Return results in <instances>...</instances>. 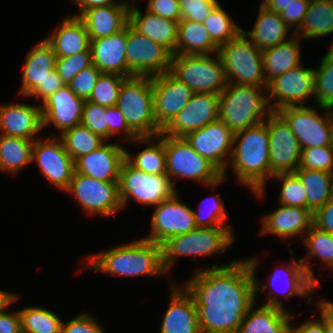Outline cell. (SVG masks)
I'll use <instances>...</instances> for the list:
<instances>
[{
  "label": "cell",
  "mask_w": 333,
  "mask_h": 333,
  "mask_svg": "<svg viewBox=\"0 0 333 333\" xmlns=\"http://www.w3.org/2000/svg\"><path fill=\"white\" fill-rule=\"evenodd\" d=\"M181 285L194 299L201 333H237L256 302L254 273L247 258L200 267Z\"/></svg>",
  "instance_id": "1"
},
{
  "label": "cell",
  "mask_w": 333,
  "mask_h": 333,
  "mask_svg": "<svg viewBox=\"0 0 333 333\" xmlns=\"http://www.w3.org/2000/svg\"><path fill=\"white\" fill-rule=\"evenodd\" d=\"M84 267L112 277L166 276L161 244L143 237L85 257Z\"/></svg>",
  "instance_id": "3"
},
{
  "label": "cell",
  "mask_w": 333,
  "mask_h": 333,
  "mask_svg": "<svg viewBox=\"0 0 333 333\" xmlns=\"http://www.w3.org/2000/svg\"><path fill=\"white\" fill-rule=\"evenodd\" d=\"M91 312H83L62 322L61 333H108Z\"/></svg>",
  "instance_id": "53"
},
{
  "label": "cell",
  "mask_w": 333,
  "mask_h": 333,
  "mask_svg": "<svg viewBox=\"0 0 333 333\" xmlns=\"http://www.w3.org/2000/svg\"><path fill=\"white\" fill-rule=\"evenodd\" d=\"M301 41L303 40L294 34L274 47L262 50L263 70L267 84L275 77L302 64Z\"/></svg>",
  "instance_id": "34"
},
{
  "label": "cell",
  "mask_w": 333,
  "mask_h": 333,
  "mask_svg": "<svg viewBox=\"0 0 333 333\" xmlns=\"http://www.w3.org/2000/svg\"><path fill=\"white\" fill-rule=\"evenodd\" d=\"M271 112L267 87L228 83L219 94V120L233 133L260 124Z\"/></svg>",
  "instance_id": "4"
},
{
  "label": "cell",
  "mask_w": 333,
  "mask_h": 333,
  "mask_svg": "<svg viewBox=\"0 0 333 333\" xmlns=\"http://www.w3.org/2000/svg\"><path fill=\"white\" fill-rule=\"evenodd\" d=\"M34 141L0 134V173L17 175L32 164Z\"/></svg>",
  "instance_id": "39"
},
{
  "label": "cell",
  "mask_w": 333,
  "mask_h": 333,
  "mask_svg": "<svg viewBox=\"0 0 333 333\" xmlns=\"http://www.w3.org/2000/svg\"><path fill=\"white\" fill-rule=\"evenodd\" d=\"M313 225L333 234V198L313 213Z\"/></svg>",
  "instance_id": "58"
},
{
  "label": "cell",
  "mask_w": 333,
  "mask_h": 333,
  "mask_svg": "<svg viewBox=\"0 0 333 333\" xmlns=\"http://www.w3.org/2000/svg\"><path fill=\"white\" fill-rule=\"evenodd\" d=\"M106 114L108 115V141L117 134L122 138L120 140L123 144L138 138L117 106L107 107Z\"/></svg>",
  "instance_id": "54"
},
{
  "label": "cell",
  "mask_w": 333,
  "mask_h": 333,
  "mask_svg": "<svg viewBox=\"0 0 333 333\" xmlns=\"http://www.w3.org/2000/svg\"><path fill=\"white\" fill-rule=\"evenodd\" d=\"M257 303L247 311L237 333H290L289 309Z\"/></svg>",
  "instance_id": "32"
},
{
  "label": "cell",
  "mask_w": 333,
  "mask_h": 333,
  "mask_svg": "<svg viewBox=\"0 0 333 333\" xmlns=\"http://www.w3.org/2000/svg\"><path fill=\"white\" fill-rule=\"evenodd\" d=\"M233 227H197L186 234L166 239L161 243L162 265L168 275L174 264L183 257L223 255L237 240ZM172 268V269H171Z\"/></svg>",
  "instance_id": "5"
},
{
  "label": "cell",
  "mask_w": 333,
  "mask_h": 333,
  "mask_svg": "<svg viewBox=\"0 0 333 333\" xmlns=\"http://www.w3.org/2000/svg\"><path fill=\"white\" fill-rule=\"evenodd\" d=\"M205 200H201L196 210L193 209L195 224L197 227H233L231 224H228L229 215L221 194L215 193L214 196L207 195Z\"/></svg>",
  "instance_id": "44"
},
{
  "label": "cell",
  "mask_w": 333,
  "mask_h": 333,
  "mask_svg": "<svg viewBox=\"0 0 333 333\" xmlns=\"http://www.w3.org/2000/svg\"><path fill=\"white\" fill-rule=\"evenodd\" d=\"M91 65V50H86L73 56L57 58L55 69L65 85H68L79 72Z\"/></svg>",
  "instance_id": "49"
},
{
  "label": "cell",
  "mask_w": 333,
  "mask_h": 333,
  "mask_svg": "<svg viewBox=\"0 0 333 333\" xmlns=\"http://www.w3.org/2000/svg\"><path fill=\"white\" fill-rule=\"evenodd\" d=\"M42 130L43 119L39 104L16 101L0 104V134L35 141Z\"/></svg>",
  "instance_id": "26"
},
{
  "label": "cell",
  "mask_w": 333,
  "mask_h": 333,
  "mask_svg": "<svg viewBox=\"0 0 333 333\" xmlns=\"http://www.w3.org/2000/svg\"><path fill=\"white\" fill-rule=\"evenodd\" d=\"M143 145L145 148L137 153L128 151L125 145V160L134 168L148 174L166 175V156L164 149V134L157 136L138 137L128 144Z\"/></svg>",
  "instance_id": "35"
},
{
  "label": "cell",
  "mask_w": 333,
  "mask_h": 333,
  "mask_svg": "<svg viewBox=\"0 0 333 333\" xmlns=\"http://www.w3.org/2000/svg\"><path fill=\"white\" fill-rule=\"evenodd\" d=\"M169 303L159 333H201L193 297L172 278Z\"/></svg>",
  "instance_id": "25"
},
{
  "label": "cell",
  "mask_w": 333,
  "mask_h": 333,
  "mask_svg": "<svg viewBox=\"0 0 333 333\" xmlns=\"http://www.w3.org/2000/svg\"><path fill=\"white\" fill-rule=\"evenodd\" d=\"M227 82L237 85L267 87L262 61V50L243 32L218 49Z\"/></svg>",
  "instance_id": "9"
},
{
  "label": "cell",
  "mask_w": 333,
  "mask_h": 333,
  "mask_svg": "<svg viewBox=\"0 0 333 333\" xmlns=\"http://www.w3.org/2000/svg\"><path fill=\"white\" fill-rule=\"evenodd\" d=\"M324 55L333 62V45L328 47L327 52H325Z\"/></svg>",
  "instance_id": "65"
},
{
  "label": "cell",
  "mask_w": 333,
  "mask_h": 333,
  "mask_svg": "<svg viewBox=\"0 0 333 333\" xmlns=\"http://www.w3.org/2000/svg\"><path fill=\"white\" fill-rule=\"evenodd\" d=\"M223 8V5L219 3L203 21L212 41L218 47L236 38L243 29Z\"/></svg>",
  "instance_id": "43"
},
{
  "label": "cell",
  "mask_w": 333,
  "mask_h": 333,
  "mask_svg": "<svg viewBox=\"0 0 333 333\" xmlns=\"http://www.w3.org/2000/svg\"><path fill=\"white\" fill-rule=\"evenodd\" d=\"M264 122L269 131L270 179L277 174L294 173L301 159L298 139L277 112L272 111Z\"/></svg>",
  "instance_id": "18"
},
{
  "label": "cell",
  "mask_w": 333,
  "mask_h": 333,
  "mask_svg": "<svg viewBox=\"0 0 333 333\" xmlns=\"http://www.w3.org/2000/svg\"><path fill=\"white\" fill-rule=\"evenodd\" d=\"M92 64L102 73H116L128 78L127 26L118 33L90 40Z\"/></svg>",
  "instance_id": "27"
},
{
  "label": "cell",
  "mask_w": 333,
  "mask_h": 333,
  "mask_svg": "<svg viewBox=\"0 0 333 333\" xmlns=\"http://www.w3.org/2000/svg\"><path fill=\"white\" fill-rule=\"evenodd\" d=\"M271 179L282 182L277 203L291 207L307 208L306 189L294 173L277 174Z\"/></svg>",
  "instance_id": "47"
},
{
  "label": "cell",
  "mask_w": 333,
  "mask_h": 333,
  "mask_svg": "<svg viewBox=\"0 0 333 333\" xmlns=\"http://www.w3.org/2000/svg\"><path fill=\"white\" fill-rule=\"evenodd\" d=\"M144 12L138 8L137 3L130 5L129 25L139 34L146 35L175 55L178 22L164 19L148 10Z\"/></svg>",
  "instance_id": "29"
},
{
  "label": "cell",
  "mask_w": 333,
  "mask_h": 333,
  "mask_svg": "<svg viewBox=\"0 0 333 333\" xmlns=\"http://www.w3.org/2000/svg\"><path fill=\"white\" fill-rule=\"evenodd\" d=\"M85 99L78 97L68 85H64L41 104L43 129L55 127L56 134L81 124Z\"/></svg>",
  "instance_id": "23"
},
{
  "label": "cell",
  "mask_w": 333,
  "mask_h": 333,
  "mask_svg": "<svg viewBox=\"0 0 333 333\" xmlns=\"http://www.w3.org/2000/svg\"><path fill=\"white\" fill-rule=\"evenodd\" d=\"M166 175L176 189V178L191 180L215 190L225 181L223 173L196 152L184 137L164 135Z\"/></svg>",
  "instance_id": "6"
},
{
  "label": "cell",
  "mask_w": 333,
  "mask_h": 333,
  "mask_svg": "<svg viewBox=\"0 0 333 333\" xmlns=\"http://www.w3.org/2000/svg\"><path fill=\"white\" fill-rule=\"evenodd\" d=\"M136 1H139V0H129L128 3H129L130 5H133V4L138 3V2H136ZM142 1H143V0H142Z\"/></svg>",
  "instance_id": "68"
},
{
  "label": "cell",
  "mask_w": 333,
  "mask_h": 333,
  "mask_svg": "<svg viewBox=\"0 0 333 333\" xmlns=\"http://www.w3.org/2000/svg\"><path fill=\"white\" fill-rule=\"evenodd\" d=\"M125 160V144L109 142L74 161L75 172L104 182H119L120 167Z\"/></svg>",
  "instance_id": "24"
},
{
  "label": "cell",
  "mask_w": 333,
  "mask_h": 333,
  "mask_svg": "<svg viewBox=\"0 0 333 333\" xmlns=\"http://www.w3.org/2000/svg\"><path fill=\"white\" fill-rule=\"evenodd\" d=\"M292 1L293 0H262L260 4L268 10L280 13L286 9Z\"/></svg>",
  "instance_id": "64"
},
{
  "label": "cell",
  "mask_w": 333,
  "mask_h": 333,
  "mask_svg": "<svg viewBox=\"0 0 333 333\" xmlns=\"http://www.w3.org/2000/svg\"><path fill=\"white\" fill-rule=\"evenodd\" d=\"M317 65L314 67V103L318 108L333 109V62L324 55Z\"/></svg>",
  "instance_id": "45"
},
{
  "label": "cell",
  "mask_w": 333,
  "mask_h": 333,
  "mask_svg": "<svg viewBox=\"0 0 333 333\" xmlns=\"http://www.w3.org/2000/svg\"><path fill=\"white\" fill-rule=\"evenodd\" d=\"M295 317L292 314V320L290 325V333H326L325 322L319 316V318L306 319L304 322H300L297 325L293 323Z\"/></svg>",
  "instance_id": "60"
},
{
  "label": "cell",
  "mask_w": 333,
  "mask_h": 333,
  "mask_svg": "<svg viewBox=\"0 0 333 333\" xmlns=\"http://www.w3.org/2000/svg\"><path fill=\"white\" fill-rule=\"evenodd\" d=\"M229 169L237 183L249 189L258 200L264 198L270 180L269 131L264 121L234 133L231 157L223 173L226 180Z\"/></svg>",
  "instance_id": "2"
},
{
  "label": "cell",
  "mask_w": 333,
  "mask_h": 333,
  "mask_svg": "<svg viewBox=\"0 0 333 333\" xmlns=\"http://www.w3.org/2000/svg\"><path fill=\"white\" fill-rule=\"evenodd\" d=\"M64 85L65 83L61 80V77L58 75L56 69H54L51 73H49V76L44 80L42 85H38L27 97L21 98L31 99L35 97L37 100L36 103H39L40 105L46 98L53 95Z\"/></svg>",
  "instance_id": "57"
},
{
  "label": "cell",
  "mask_w": 333,
  "mask_h": 333,
  "mask_svg": "<svg viewBox=\"0 0 333 333\" xmlns=\"http://www.w3.org/2000/svg\"><path fill=\"white\" fill-rule=\"evenodd\" d=\"M169 72L195 93L220 94L228 84L218 53L172 55Z\"/></svg>",
  "instance_id": "10"
},
{
  "label": "cell",
  "mask_w": 333,
  "mask_h": 333,
  "mask_svg": "<svg viewBox=\"0 0 333 333\" xmlns=\"http://www.w3.org/2000/svg\"><path fill=\"white\" fill-rule=\"evenodd\" d=\"M319 316L325 322L326 333H333V309L322 299L316 302Z\"/></svg>",
  "instance_id": "61"
},
{
  "label": "cell",
  "mask_w": 333,
  "mask_h": 333,
  "mask_svg": "<svg viewBox=\"0 0 333 333\" xmlns=\"http://www.w3.org/2000/svg\"><path fill=\"white\" fill-rule=\"evenodd\" d=\"M147 2L146 10L172 21L181 20V11L178 0H143Z\"/></svg>",
  "instance_id": "56"
},
{
  "label": "cell",
  "mask_w": 333,
  "mask_h": 333,
  "mask_svg": "<svg viewBox=\"0 0 333 333\" xmlns=\"http://www.w3.org/2000/svg\"><path fill=\"white\" fill-rule=\"evenodd\" d=\"M85 1L86 0H71V2L75 4V6H78L77 9H79L85 3Z\"/></svg>",
  "instance_id": "66"
},
{
  "label": "cell",
  "mask_w": 333,
  "mask_h": 333,
  "mask_svg": "<svg viewBox=\"0 0 333 333\" xmlns=\"http://www.w3.org/2000/svg\"><path fill=\"white\" fill-rule=\"evenodd\" d=\"M331 147H332V151H333V134H332Z\"/></svg>",
  "instance_id": "69"
},
{
  "label": "cell",
  "mask_w": 333,
  "mask_h": 333,
  "mask_svg": "<svg viewBox=\"0 0 333 333\" xmlns=\"http://www.w3.org/2000/svg\"><path fill=\"white\" fill-rule=\"evenodd\" d=\"M19 299L18 293L0 289V313L16 304Z\"/></svg>",
  "instance_id": "62"
},
{
  "label": "cell",
  "mask_w": 333,
  "mask_h": 333,
  "mask_svg": "<svg viewBox=\"0 0 333 333\" xmlns=\"http://www.w3.org/2000/svg\"><path fill=\"white\" fill-rule=\"evenodd\" d=\"M315 73L302 64L272 79L267 86L268 102L273 112L289 106H305L313 98Z\"/></svg>",
  "instance_id": "14"
},
{
  "label": "cell",
  "mask_w": 333,
  "mask_h": 333,
  "mask_svg": "<svg viewBox=\"0 0 333 333\" xmlns=\"http://www.w3.org/2000/svg\"><path fill=\"white\" fill-rule=\"evenodd\" d=\"M65 192L73 196L89 217H111L123 211L118 182H104L74 172Z\"/></svg>",
  "instance_id": "13"
},
{
  "label": "cell",
  "mask_w": 333,
  "mask_h": 333,
  "mask_svg": "<svg viewBox=\"0 0 333 333\" xmlns=\"http://www.w3.org/2000/svg\"><path fill=\"white\" fill-rule=\"evenodd\" d=\"M119 199L126 210L131 200L143 206H156L176 191L167 175L148 174L122 162L119 175Z\"/></svg>",
  "instance_id": "11"
},
{
  "label": "cell",
  "mask_w": 333,
  "mask_h": 333,
  "mask_svg": "<svg viewBox=\"0 0 333 333\" xmlns=\"http://www.w3.org/2000/svg\"><path fill=\"white\" fill-rule=\"evenodd\" d=\"M261 219V220H260ZM260 220V235H272L286 241L290 247L293 241H302L313 225V213L307 208L291 207L278 203V208ZM298 239V240H297Z\"/></svg>",
  "instance_id": "21"
},
{
  "label": "cell",
  "mask_w": 333,
  "mask_h": 333,
  "mask_svg": "<svg viewBox=\"0 0 333 333\" xmlns=\"http://www.w3.org/2000/svg\"><path fill=\"white\" fill-rule=\"evenodd\" d=\"M119 3H128V1H119L116 2L115 0H86L85 3L79 8L78 13L73 14L75 16H80L86 9L100 7V6H107L112 4H119Z\"/></svg>",
  "instance_id": "63"
},
{
  "label": "cell",
  "mask_w": 333,
  "mask_h": 333,
  "mask_svg": "<svg viewBox=\"0 0 333 333\" xmlns=\"http://www.w3.org/2000/svg\"><path fill=\"white\" fill-rule=\"evenodd\" d=\"M129 3H119L86 9L79 18L91 39L108 37L129 24Z\"/></svg>",
  "instance_id": "31"
},
{
  "label": "cell",
  "mask_w": 333,
  "mask_h": 333,
  "mask_svg": "<svg viewBox=\"0 0 333 333\" xmlns=\"http://www.w3.org/2000/svg\"><path fill=\"white\" fill-rule=\"evenodd\" d=\"M218 49L203 22L184 19L178 22L175 54L210 55L218 53Z\"/></svg>",
  "instance_id": "37"
},
{
  "label": "cell",
  "mask_w": 333,
  "mask_h": 333,
  "mask_svg": "<svg viewBox=\"0 0 333 333\" xmlns=\"http://www.w3.org/2000/svg\"><path fill=\"white\" fill-rule=\"evenodd\" d=\"M256 16L252 29L248 32L242 29V32L260 50L274 47L295 34L280 17V13L268 10L261 4Z\"/></svg>",
  "instance_id": "33"
},
{
  "label": "cell",
  "mask_w": 333,
  "mask_h": 333,
  "mask_svg": "<svg viewBox=\"0 0 333 333\" xmlns=\"http://www.w3.org/2000/svg\"><path fill=\"white\" fill-rule=\"evenodd\" d=\"M181 19L203 22L220 3L219 0H178Z\"/></svg>",
  "instance_id": "51"
},
{
  "label": "cell",
  "mask_w": 333,
  "mask_h": 333,
  "mask_svg": "<svg viewBox=\"0 0 333 333\" xmlns=\"http://www.w3.org/2000/svg\"><path fill=\"white\" fill-rule=\"evenodd\" d=\"M302 40L333 34V0H310L302 25L295 32Z\"/></svg>",
  "instance_id": "38"
},
{
  "label": "cell",
  "mask_w": 333,
  "mask_h": 333,
  "mask_svg": "<svg viewBox=\"0 0 333 333\" xmlns=\"http://www.w3.org/2000/svg\"><path fill=\"white\" fill-rule=\"evenodd\" d=\"M18 311L22 333H61L63 320L53 310L29 305Z\"/></svg>",
  "instance_id": "41"
},
{
  "label": "cell",
  "mask_w": 333,
  "mask_h": 333,
  "mask_svg": "<svg viewBox=\"0 0 333 333\" xmlns=\"http://www.w3.org/2000/svg\"><path fill=\"white\" fill-rule=\"evenodd\" d=\"M181 197L176 191L170 198L153 207L149 235L144 239L161 244L168 238L197 228L192 207L184 204Z\"/></svg>",
  "instance_id": "17"
},
{
  "label": "cell",
  "mask_w": 333,
  "mask_h": 333,
  "mask_svg": "<svg viewBox=\"0 0 333 333\" xmlns=\"http://www.w3.org/2000/svg\"><path fill=\"white\" fill-rule=\"evenodd\" d=\"M290 254L292 255V258H290L291 261H289L286 265H283V268L276 267L272 273H270V277L266 278L268 283H265L262 281L259 283V279L257 276V269L258 266H260V259L254 257L248 258V262L252 268V271L254 273L255 278V292H256V301L259 297L261 292H265V305L270 306H276L283 309H287L285 307V303H283L282 298H285L286 300L293 297H300L301 299L307 298L306 303L310 304L313 302V293L319 292L317 289L319 287L307 276L305 273L303 264L301 260H296L293 255V249H289ZM285 280V282L283 281ZM284 282L285 286V292L283 290V293H279L277 291H282L279 288H276L281 282ZM280 282V283H279ZM278 284V285H277ZM272 287V288H271ZM275 287L276 289H274ZM268 290V291H267ZM260 293V294H259ZM281 296H280V295ZM312 294V296H311Z\"/></svg>",
  "instance_id": "7"
},
{
  "label": "cell",
  "mask_w": 333,
  "mask_h": 333,
  "mask_svg": "<svg viewBox=\"0 0 333 333\" xmlns=\"http://www.w3.org/2000/svg\"><path fill=\"white\" fill-rule=\"evenodd\" d=\"M319 109L324 111L320 113L310 105L289 106L276 111L295 134L301 149L331 146L333 109L323 106Z\"/></svg>",
  "instance_id": "12"
},
{
  "label": "cell",
  "mask_w": 333,
  "mask_h": 333,
  "mask_svg": "<svg viewBox=\"0 0 333 333\" xmlns=\"http://www.w3.org/2000/svg\"><path fill=\"white\" fill-rule=\"evenodd\" d=\"M42 137V138H41ZM36 139L32 148V164L52 186L65 191L75 172L74 160L65 150L58 136H41Z\"/></svg>",
  "instance_id": "15"
},
{
  "label": "cell",
  "mask_w": 333,
  "mask_h": 333,
  "mask_svg": "<svg viewBox=\"0 0 333 333\" xmlns=\"http://www.w3.org/2000/svg\"><path fill=\"white\" fill-rule=\"evenodd\" d=\"M126 78L116 73H101L87 101L105 107L116 106L120 87Z\"/></svg>",
  "instance_id": "46"
},
{
  "label": "cell",
  "mask_w": 333,
  "mask_h": 333,
  "mask_svg": "<svg viewBox=\"0 0 333 333\" xmlns=\"http://www.w3.org/2000/svg\"><path fill=\"white\" fill-rule=\"evenodd\" d=\"M300 169L322 170L333 173V151L331 146L301 149Z\"/></svg>",
  "instance_id": "48"
},
{
  "label": "cell",
  "mask_w": 333,
  "mask_h": 333,
  "mask_svg": "<svg viewBox=\"0 0 333 333\" xmlns=\"http://www.w3.org/2000/svg\"><path fill=\"white\" fill-rule=\"evenodd\" d=\"M310 0H293L286 9L280 12V17L295 33L302 25Z\"/></svg>",
  "instance_id": "55"
},
{
  "label": "cell",
  "mask_w": 333,
  "mask_h": 333,
  "mask_svg": "<svg viewBox=\"0 0 333 333\" xmlns=\"http://www.w3.org/2000/svg\"><path fill=\"white\" fill-rule=\"evenodd\" d=\"M101 73L102 72L92 64L79 72L70 81L68 86L78 97L88 100Z\"/></svg>",
  "instance_id": "52"
},
{
  "label": "cell",
  "mask_w": 333,
  "mask_h": 333,
  "mask_svg": "<svg viewBox=\"0 0 333 333\" xmlns=\"http://www.w3.org/2000/svg\"><path fill=\"white\" fill-rule=\"evenodd\" d=\"M58 137L74 161L98 149L106 142L100 135L93 133L82 124L63 131Z\"/></svg>",
  "instance_id": "42"
},
{
  "label": "cell",
  "mask_w": 333,
  "mask_h": 333,
  "mask_svg": "<svg viewBox=\"0 0 333 333\" xmlns=\"http://www.w3.org/2000/svg\"><path fill=\"white\" fill-rule=\"evenodd\" d=\"M56 60L57 56L45 38L31 47L24 59L18 94L27 97L38 85H42L55 69Z\"/></svg>",
  "instance_id": "28"
},
{
  "label": "cell",
  "mask_w": 333,
  "mask_h": 333,
  "mask_svg": "<svg viewBox=\"0 0 333 333\" xmlns=\"http://www.w3.org/2000/svg\"><path fill=\"white\" fill-rule=\"evenodd\" d=\"M302 242L306 249L304 250L305 255L300 260L307 276L319 287V281L312 270V265L315 263L312 262L319 259L318 262L323 263L322 266H324L323 269L320 267L321 271H325L326 269L333 273V234L312 225L304 235Z\"/></svg>",
  "instance_id": "36"
},
{
  "label": "cell",
  "mask_w": 333,
  "mask_h": 333,
  "mask_svg": "<svg viewBox=\"0 0 333 333\" xmlns=\"http://www.w3.org/2000/svg\"><path fill=\"white\" fill-rule=\"evenodd\" d=\"M0 313V333H22L21 318L18 309Z\"/></svg>",
  "instance_id": "59"
},
{
  "label": "cell",
  "mask_w": 333,
  "mask_h": 333,
  "mask_svg": "<svg viewBox=\"0 0 333 333\" xmlns=\"http://www.w3.org/2000/svg\"><path fill=\"white\" fill-rule=\"evenodd\" d=\"M332 309H333V301H329V300H326V299H323Z\"/></svg>",
  "instance_id": "67"
},
{
  "label": "cell",
  "mask_w": 333,
  "mask_h": 333,
  "mask_svg": "<svg viewBox=\"0 0 333 333\" xmlns=\"http://www.w3.org/2000/svg\"><path fill=\"white\" fill-rule=\"evenodd\" d=\"M184 138L196 152L213 163L222 173L226 171L232 153L234 133L221 120L209 123Z\"/></svg>",
  "instance_id": "19"
},
{
  "label": "cell",
  "mask_w": 333,
  "mask_h": 333,
  "mask_svg": "<svg viewBox=\"0 0 333 333\" xmlns=\"http://www.w3.org/2000/svg\"><path fill=\"white\" fill-rule=\"evenodd\" d=\"M294 174L306 189L307 209L312 213L333 198V173L298 168Z\"/></svg>",
  "instance_id": "40"
},
{
  "label": "cell",
  "mask_w": 333,
  "mask_h": 333,
  "mask_svg": "<svg viewBox=\"0 0 333 333\" xmlns=\"http://www.w3.org/2000/svg\"><path fill=\"white\" fill-rule=\"evenodd\" d=\"M218 119L219 94L194 93L162 133L172 137H184Z\"/></svg>",
  "instance_id": "22"
},
{
  "label": "cell",
  "mask_w": 333,
  "mask_h": 333,
  "mask_svg": "<svg viewBox=\"0 0 333 333\" xmlns=\"http://www.w3.org/2000/svg\"><path fill=\"white\" fill-rule=\"evenodd\" d=\"M172 54L161 44L127 25L128 77L156 76L170 70Z\"/></svg>",
  "instance_id": "16"
},
{
  "label": "cell",
  "mask_w": 333,
  "mask_h": 333,
  "mask_svg": "<svg viewBox=\"0 0 333 333\" xmlns=\"http://www.w3.org/2000/svg\"><path fill=\"white\" fill-rule=\"evenodd\" d=\"M116 106L138 137L157 136L162 132L154 115L152 77L126 78L120 87Z\"/></svg>",
  "instance_id": "8"
},
{
  "label": "cell",
  "mask_w": 333,
  "mask_h": 333,
  "mask_svg": "<svg viewBox=\"0 0 333 333\" xmlns=\"http://www.w3.org/2000/svg\"><path fill=\"white\" fill-rule=\"evenodd\" d=\"M51 33L45 39L52 46L57 58L90 50L89 34L84 22L78 16L66 15Z\"/></svg>",
  "instance_id": "30"
},
{
  "label": "cell",
  "mask_w": 333,
  "mask_h": 333,
  "mask_svg": "<svg viewBox=\"0 0 333 333\" xmlns=\"http://www.w3.org/2000/svg\"><path fill=\"white\" fill-rule=\"evenodd\" d=\"M154 115L163 130L182 110L195 93L169 71L152 77Z\"/></svg>",
  "instance_id": "20"
},
{
  "label": "cell",
  "mask_w": 333,
  "mask_h": 333,
  "mask_svg": "<svg viewBox=\"0 0 333 333\" xmlns=\"http://www.w3.org/2000/svg\"><path fill=\"white\" fill-rule=\"evenodd\" d=\"M107 107L85 101L81 124L108 141Z\"/></svg>",
  "instance_id": "50"
}]
</instances>
